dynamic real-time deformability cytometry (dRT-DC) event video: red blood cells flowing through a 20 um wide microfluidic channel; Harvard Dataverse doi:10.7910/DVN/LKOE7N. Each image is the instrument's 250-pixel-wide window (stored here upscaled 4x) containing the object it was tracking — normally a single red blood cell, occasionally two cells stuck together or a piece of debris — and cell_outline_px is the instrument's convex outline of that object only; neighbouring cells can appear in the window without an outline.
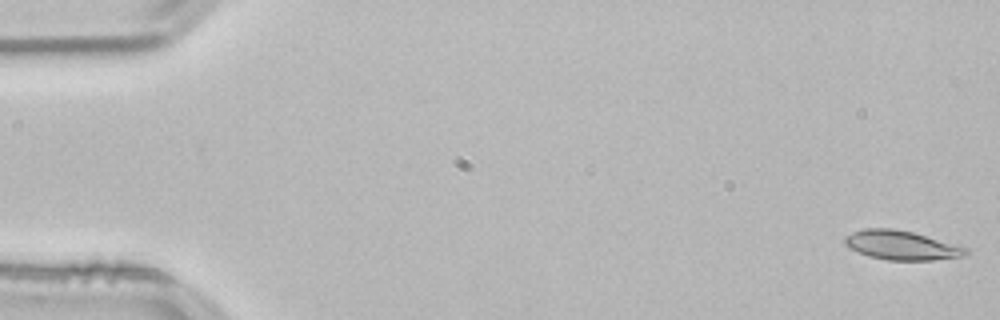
{"species": "common noctule bat (a hibernating species)", "species_latin": "Nyctalus noctula", "temperature_condition": "room temperature", "stored_images_in_passage": 53, "camera_frame_rate_fps": 3000, "um_per_image_px": 0.085, "animal": {"sex": "male", "body_mass_g": 21.5, "forearm_length_mm": 52.0}, "frame": {"image": 1, "passage_image": 1, "time_ms": 0.0, "image_size_px": [1000, 320], "cell_outline_px": [[968, 252], [964, 256], [932, 260], [888, 260], [868, 256], [848, 248], [844, 244], [844, 236], [852, 232], [864, 228], [892, 228], [912, 232], [968, 248]], "centroid_in_image_um": [76.56, 20.84], "position_along_channel_um": 8.4, "area_um2": 20.52}}
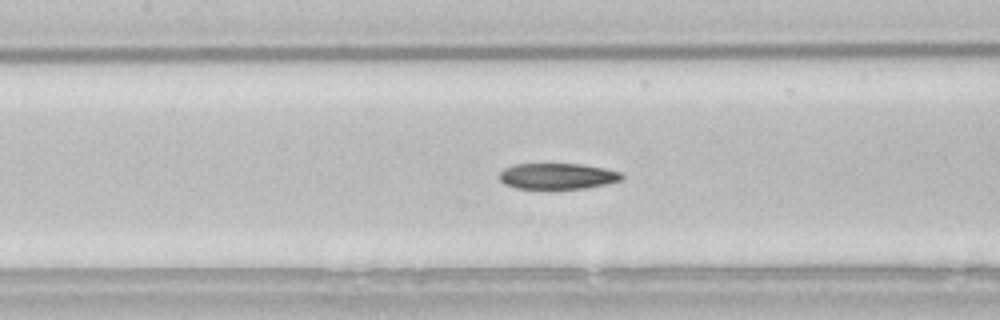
{"frame": {"image": 2, "passage_image": 24, "time_ms": 7.667, "image_size_px": [1000, 320], "cell_outline_px": [[624, 176], [620, 180], [588, 188], [516, 188], [504, 184], [500, 180], [500, 172], [504, 168], [516, 164], [580, 164], [604, 168], [620, 172]], "centroid_in_image_um": [47.37, 14.97], "position_along_channel_um": 160.0, "area_um2": 18.26}}
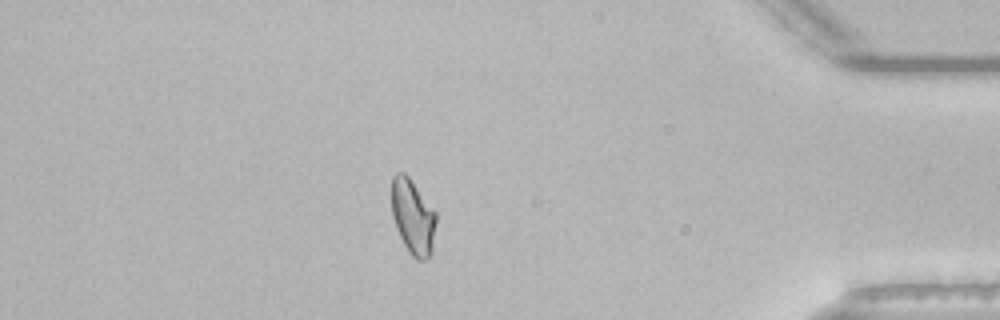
{"frame": {"image": 3, "passage_image": 46, "time_ms": 15.0, "image_size_px": [1000, 320], "cell_outline_px": [[436, 220], [432, 252], [424, 260], [416, 260], [408, 252], [396, 228], [392, 216], [392, 176], [396, 172], [404, 172], [408, 176], [436, 212]], "centroid_in_image_um": [35.09, 18.43], "position_along_channel_um": 400.1, "area_um2": 19.42}, "authors_computed_cell_mechanics": {"area_um2": 19.8254, "velocity_mm_per_s": 3.8301, "shape_relaxation_time_tau1_ms": 6.2681, "shape_relaxation_time_tau2_ms": 5.8927, "deformation_change_tau1": 0.1778, "deformation_change_tau2": 0.1286}}